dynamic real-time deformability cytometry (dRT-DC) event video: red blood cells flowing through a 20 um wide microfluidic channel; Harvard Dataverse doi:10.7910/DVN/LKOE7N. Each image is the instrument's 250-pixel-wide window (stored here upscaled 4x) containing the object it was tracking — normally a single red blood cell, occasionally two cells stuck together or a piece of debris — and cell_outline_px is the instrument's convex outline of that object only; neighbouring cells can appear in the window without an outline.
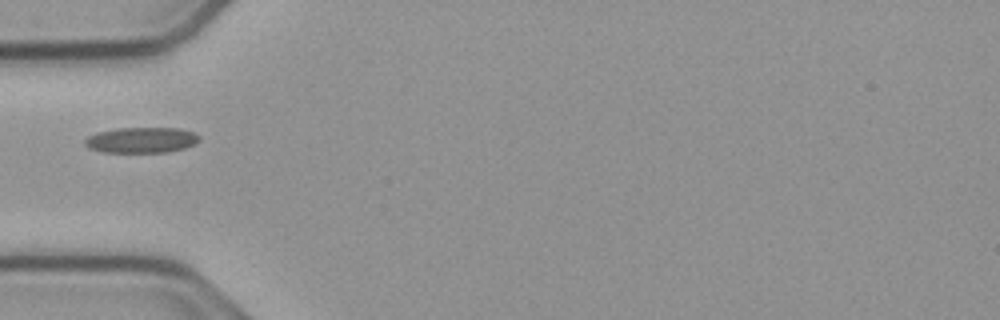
{"species": "common noctule bat (a hibernating species)", "species_latin": "Nyctalus noctula", "temperature_condition": "cold", "stored_images_in_passage": 17, "camera_frame_rate_fps": 3000, "um_per_image_px": 0.085, "animal": {"sex": "male", "body_mass_g": 23.1, "forearm_length_mm": 52.7}, "frame": {"image": 1, "passage_image": 1, "time_ms": 0.0, "image_size_px": [1000, 320], "cell_outline_px": [[200, 140], [196, 144], [184, 148], [168, 152], [104, 152], [88, 148], [84, 144], [84, 140], [88, 136], [96, 132], [116, 128], [180, 128], [196, 132], [200, 136]], "centroid_in_image_um": [12.05, 11.9], "position_along_channel_um": 73.0, "area_um2": 17.34}}
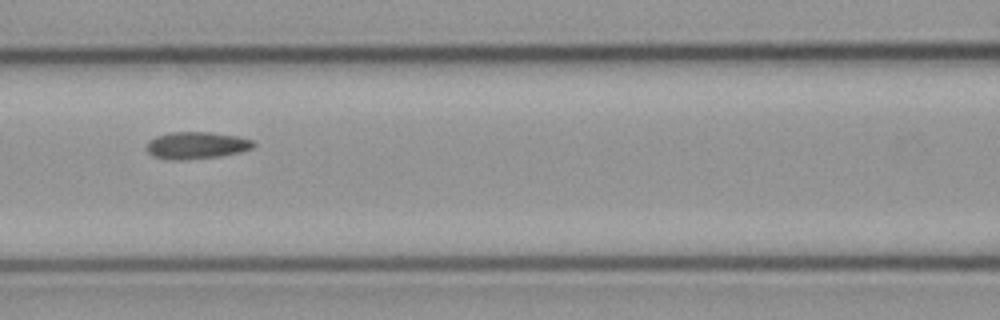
{"frame": {"image": 2, "passage_image": 7, "time_ms": 2.0, "image_size_px": [1000, 320], "cell_outline_px": [[256, 144], [252, 148], [240, 152], [220, 156], [184, 160], [172, 160], [152, 156], [144, 148], [148, 140], [156, 136], [172, 132], [212, 132], [240, 136], [252, 140]], "centroid_in_image_um": [16.68, 12.35], "position_along_channel_um": 149.9, "area_um2": 17.11}}
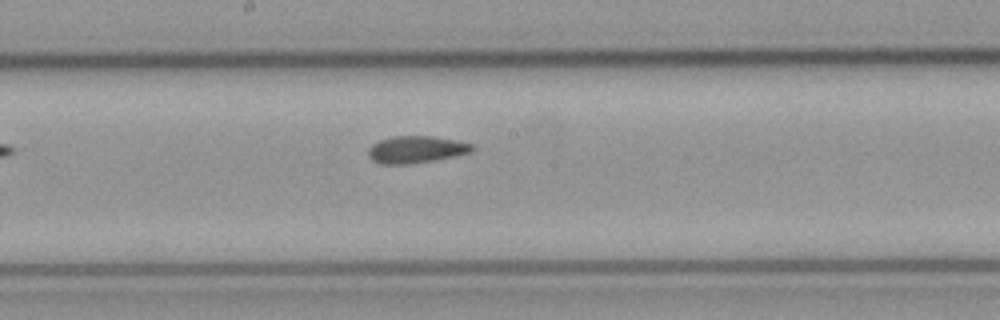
{"frame": {"image": 3, "passage_image": 12, "time_ms": 3.667, "image_size_px": [1000, 320], "cell_outline_px": [[476, 148], [472, 152], [456, 156], [408, 164], [380, 164], [372, 160], [368, 156], [368, 148], [372, 144], [380, 140], [392, 136], [432, 136], [456, 140], [472, 144]], "centroid_in_image_um": [35.37, 12.7], "position_along_channel_um": 212.8, "area_um2": 16.47}}